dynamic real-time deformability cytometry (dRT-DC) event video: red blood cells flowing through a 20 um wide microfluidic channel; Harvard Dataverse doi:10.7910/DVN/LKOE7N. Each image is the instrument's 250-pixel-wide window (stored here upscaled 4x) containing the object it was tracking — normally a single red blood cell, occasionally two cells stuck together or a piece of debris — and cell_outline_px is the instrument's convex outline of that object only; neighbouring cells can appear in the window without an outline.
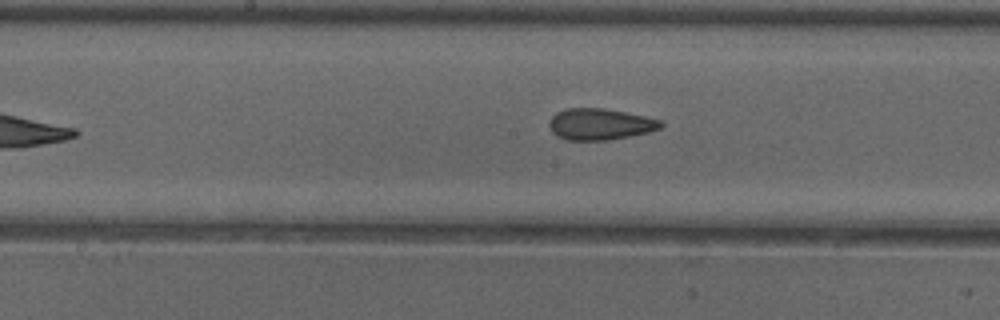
{"species": "common noctule bat (a hibernating species)", "species_latin": "Nyctalus noctula", "temperature_condition": "cold", "stored_images_in_passage": 8, "camera_frame_rate_fps": 3000, "um_per_image_px": 0.085, "animal": {"sex": "female"}, "frame": {"image": 1, "passage_image": 8, "time_ms": 2.333, "image_size_px": [1000, 320], "cell_outline_px": [[664, 124], [660, 128], [648, 132], [608, 140], [564, 140], [556, 136], [552, 132], [548, 124], [552, 116], [556, 112], [568, 108], [604, 108], [644, 116], [660, 120]], "centroid_in_image_um": [50.96, 10.56], "position_along_channel_um": 197.2, "area_um2": 20.35}}